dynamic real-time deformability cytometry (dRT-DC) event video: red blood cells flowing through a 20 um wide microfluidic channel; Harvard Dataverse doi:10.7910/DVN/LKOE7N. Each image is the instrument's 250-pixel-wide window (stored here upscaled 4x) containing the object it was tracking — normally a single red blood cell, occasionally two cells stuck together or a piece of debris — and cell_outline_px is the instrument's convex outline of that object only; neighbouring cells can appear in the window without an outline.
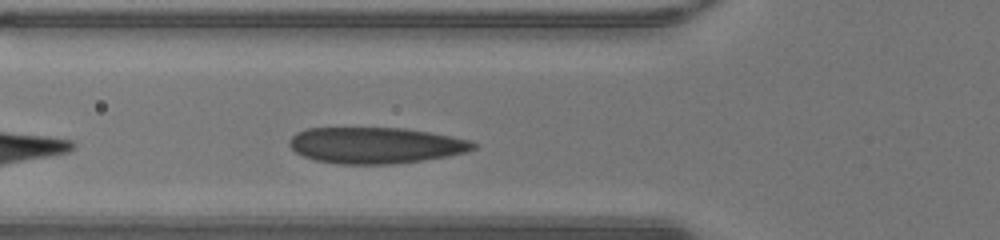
{"species": "human", "species_latin": "Homo sapiens", "temperature_condition": "warm", "stored_images_in_passage": 26, "camera_frame_rate_fps": 3000, "um_per_image_px": 0.085, "donor": {"sex": "male"}, "frame": {"image": 1, "passage_image": 4, "time_ms": 1.0, "image_size_px": [1000, 240], "cell_outline_px": [[476, 148], [464, 152], [448, 156], [392, 164], [340, 164], [316, 160], [304, 156], [296, 152], [288, 144], [288, 140], [296, 132], [308, 128], [404, 128], [452, 136], [472, 140], [476, 144]], "centroid_in_image_um": [31.91, 12.35], "position_along_channel_um": 93.9, "area_um2": 38.67}}
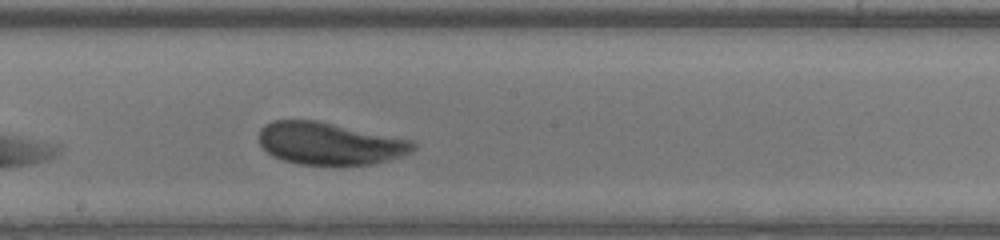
{"frame": {"image": 2, "passage_image": 13, "time_ms": 4.0, "image_size_px": [1000, 240], "cell_outline_px": [[416, 148], [412, 152], [388, 160], [372, 164], [300, 164], [284, 160], [272, 156], [260, 144], [260, 128], [264, 124], [272, 120], [316, 120], [412, 140], [416, 144]], "centroid_in_image_um": [28.02, 12.19], "position_along_channel_um": 220.2, "area_um2": 37.74}}
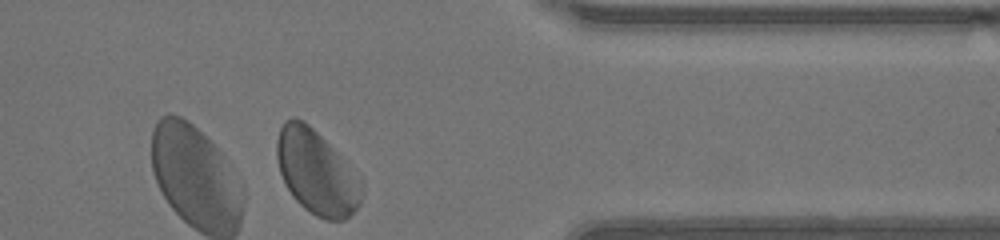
{"frame": {"image": 3, "passage_image": 26, "time_ms": 8.333, "image_size_px": [1000, 240], "cell_outline_px": [[360, 204], [344, 220], [324, 220], [316, 216], [304, 208], [292, 196], [280, 172], [276, 156], [276, 140], [280, 128], [284, 120], [292, 116], [304, 120], [332, 148], [360, 180]], "centroid_in_image_um": [26.84, 14.63], "position_along_channel_um": 384.6, "area_um2": 40.69}, "authors_computed_cell_mechanics": {"area_um2": 39.1017, "velocity_mm_per_s": 4.1861, "shape_relaxation_time_tau1_ms": 1.9879, "shape_relaxation_time_tau2_ms": 0.5699, "deformation_change_tau1": 0.1009, "deformation_change_tau2": 0.0468}}